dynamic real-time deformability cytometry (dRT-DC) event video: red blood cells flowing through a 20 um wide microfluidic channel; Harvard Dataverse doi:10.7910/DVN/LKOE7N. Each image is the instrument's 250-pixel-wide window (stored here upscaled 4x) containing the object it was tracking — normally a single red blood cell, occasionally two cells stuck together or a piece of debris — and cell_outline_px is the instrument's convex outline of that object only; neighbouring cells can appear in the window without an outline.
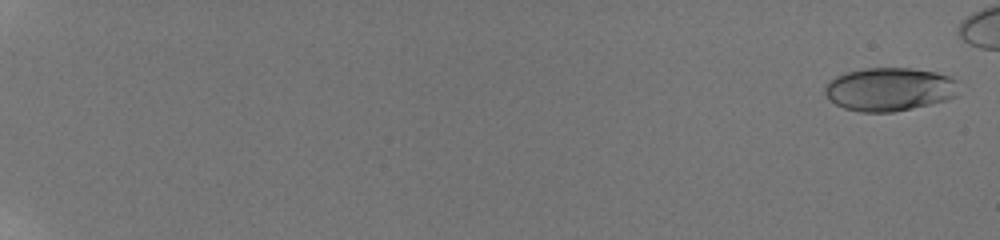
{"species": "human", "species_latin": "Homo sapiens", "temperature_condition": "room temperature", "stored_images_in_passage": 57, "camera_frame_rate_fps": 3000, "um_per_image_px": 0.085, "donor": {"sex": "male"}, "frame": {"image": 1, "passage_image": 2, "time_ms": 0.333, "image_size_px": [1000, 240], "cell_outline_px": [[956, 96], [948, 100], [912, 108], [892, 112], [860, 112], [844, 108], [836, 104], [824, 92], [824, 88], [828, 80], [844, 72], [864, 68], [912, 68], [936, 72], [948, 76], [956, 80]], "centroid_in_image_um": [75.58, 7.58], "position_along_channel_um": 9.4, "area_um2": 33.87}}
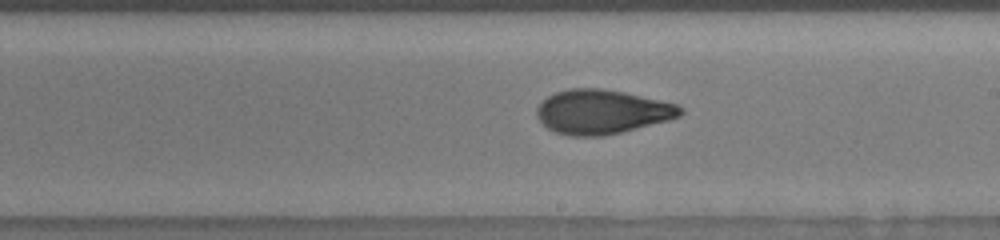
{"frame": {"image": 2, "passage_image": 39, "time_ms": 12.667, "image_size_px": [1000, 240], "cell_outline_px": [[684, 112], [680, 116], [668, 120], [604, 136], [572, 136], [556, 132], [548, 128], [536, 116], [536, 108], [548, 96], [556, 92], [568, 88], [600, 88], [624, 92], [676, 104], [684, 108]], "centroid_in_image_um": [51.16, 9.5], "position_along_channel_um": 237.8, "area_um2": 36.76}}
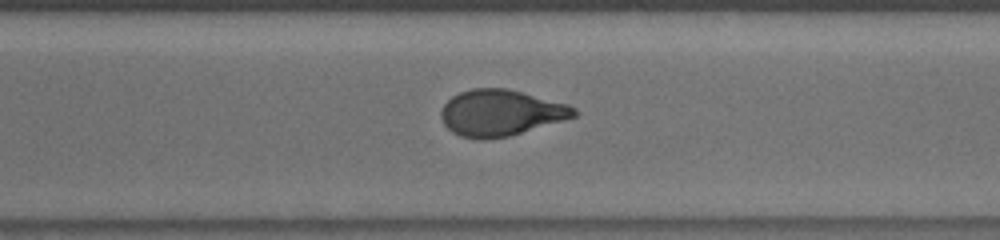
{"frame": {"image": 3, "passage_image": 46, "time_ms": 15.0, "image_size_px": [1000, 240], "cell_outline_px": [[580, 112], [576, 116], [564, 120], [508, 136], [484, 140], [476, 140], [460, 136], [452, 132], [444, 124], [440, 116], [440, 112], [444, 104], [452, 96], [460, 92], [472, 88], [508, 88], [568, 104], [576, 108]], "centroid_in_image_um": [42.55, 9.59], "position_along_channel_um": 328.0, "area_um2": 35.95}}